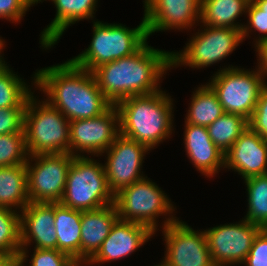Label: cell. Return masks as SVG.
<instances>
[{
	"mask_svg": "<svg viewBox=\"0 0 267 266\" xmlns=\"http://www.w3.org/2000/svg\"><path fill=\"white\" fill-rule=\"evenodd\" d=\"M150 1H151V0H144V1H143V4H144L143 7H145Z\"/></svg>",
	"mask_w": 267,
	"mask_h": 266,
	"instance_id": "b9f144b4",
	"label": "cell"
},
{
	"mask_svg": "<svg viewBox=\"0 0 267 266\" xmlns=\"http://www.w3.org/2000/svg\"><path fill=\"white\" fill-rule=\"evenodd\" d=\"M261 227L246 221L221 224L204 230L215 266H239L245 261Z\"/></svg>",
	"mask_w": 267,
	"mask_h": 266,
	"instance_id": "8fae6325",
	"label": "cell"
},
{
	"mask_svg": "<svg viewBox=\"0 0 267 266\" xmlns=\"http://www.w3.org/2000/svg\"><path fill=\"white\" fill-rule=\"evenodd\" d=\"M225 66H220L207 84L216 93L224 112L238 114L249 121L267 78L256 67L251 70L232 64Z\"/></svg>",
	"mask_w": 267,
	"mask_h": 266,
	"instance_id": "ba28073f",
	"label": "cell"
},
{
	"mask_svg": "<svg viewBox=\"0 0 267 266\" xmlns=\"http://www.w3.org/2000/svg\"><path fill=\"white\" fill-rule=\"evenodd\" d=\"M91 43L77 56L69 59L79 68L92 72L98 66L128 57L148 40L145 18L135 28L121 23H107L95 19Z\"/></svg>",
	"mask_w": 267,
	"mask_h": 266,
	"instance_id": "277c9868",
	"label": "cell"
},
{
	"mask_svg": "<svg viewBox=\"0 0 267 266\" xmlns=\"http://www.w3.org/2000/svg\"><path fill=\"white\" fill-rule=\"evenodd\" d=\"M77 266H87L86 263H78Z\"/></svg>",
	"mask_w": 267,
	"mask_h": 266,
	"instance_id": "7bdbcfd3",
	"label": "cell"
},
{
	"mask_svg": "<svg viewBox=\"0 0 267 266\" xmlns=\"http://www.w3.org/2000/svg\"><path fill=\"white\" fill-rule=\"evenodd\" d=\"M20 250V212L0 206V255L17 261Z\"/></svg>",
	"mask_w": 267,
	"mask_h": 266,
	"instance_id": "f1b7e54d",
	"label": "cell"
},
{
	"mask_svg": "<svg viewBox=\"0 0 267 266\" xmlns=\"http://www.w3.org/2000/svg\"><path fill=\"white\" fill-rule=\"evenodd\" d=\"M35 71L31 77L34 89L44 93V99L69 121L98 117L112 106L93 73L70 60Z\"/></svg>",
	"mask_w": 267,
	"mask_h": 266,
	"instance_id": "6da1fadb",
	"label": "cell"
},
{
	"mask_svg": "<svg viewBox=\"0 0 267 266\" xmlns=\"http://www.w3.org/2000/svg\"><path fill=\"white\" fill-rule=\"evenodd\" d=\"M34 92L24 112L26 149L29 156L70 153V121Z\"/></svg>",
	"mask_w": 267,
	"mask_h": 266,
	"instance_id": "8992f818",
	"label": "cell"
},
{
	"mask_svg": "<svg viewBox=\"0 0 267 266\" xmlns=\"http://www.w3.org/2000/svg\"><path fill=\"white\" fill-rule=\"evenodd\" d=\"M148 44L131 56L102 64L92 71L102 94L112 105L131 96L161 90L162 78L172 69V51Z\"/></svg>",
	"mask_w": 267,
	"mask_h": 266,
	"instance_id": "7a4b0ae2",
	"label": "cell"
},
{
	"mask_svg": "<svg viewBox=\"0 0 267 266\" xmlns=\"http://www.w3.org/2000/svg\"><path fill=\"white\" fill-rule=\"evenodd\" d=\"M73 157L70 153L28 156L26 168L29 202H60Z\"/></svg>",
	"mask_w": 267,
	"mask_h": 266,
	"instance_id": "30bf717a",
	"label": "cell"
},
{
	"mask_svg": "<svg viewBox=\"0 0 267 266\" xmlns=\"http://www.w3.org/2000/svg\"><path fill=\"white\" fill-rule=\"evenodd\" d=\"M5 43L6 41H4V39H2V37L0 36V68L8 66V62H6L4 57L2 56L3 49H5L4 47H6Z\"/></svg>",
	"mask_w": 267,
	"mask_h": 266,
	"instance_id": "74e56055",
	"label": "cell"
},
{
	"mask_svg": "<svg viewBox=\"0 0 267 266\" xmlns=\"http://www.w3.org/2000/svg\"><path fill=\"white\" fill-rule=\"evenodd\" d=\"M119 135V113L112 105L98 117L70 121V154L99 157Z\"/></svg>",
	"mask_w": 267,
	"mask_h": 266,
	"instance_id": "7c38bea8",
	"label": "cell"
},
{
	"mask_svg": "<svg viewBox=\"0 0 267 266\" xmlns=\"http://www.w3.org/2000/svg\"><path fill=\"white\" fill-rule=\"evenodd\" d=\"M246 185L247 215L243 218L262 229H267V174L243 180Z\"/></svg>",
	"mask_w": 267,
	"mask_h": 266,
	"instance_id": "4316f807",
	"label": "cell"
},
{
	"mask_svg": "<svg viewBox=\"0 0 267 266\" xmlns=\"http://www.w3.org/2000/svg\"><path fill=\"white\" fill-rule=\"evenodd\" d=\"M37 5V0H0V19L10 23H21L31 6Z\"/></svg>",
	"mask_w": 267,
	"mask_h": 266,
	"instance_id": "d6a6232c",
	"label": "cell"
},
{
	"mask_svg": "<svg viewBox=\"0 0 267 266\" xmlns=\"http://www.w3.org/2000/svg\"><path fill=\"white\" fill-rule=\"evenodd\" d=\"M168 266H215L203 230H194L179 218L162 230Z\"/></svg>",
	"mask_w": 267,
	"mask_h": 266,
	"instance_id": "4fadbf2b",
	"label": "cell"
},
{
	"mask_svg": "<svg viewBox=\"0 0 267 266\" xmlns=\"http://www.w3.org/2000/svg\"><path fill=\"white\" fill-rule=\"evenodd\" d=\"M81 217L82 211L55 203L54 227L57 249L81 263Z\"/></svg>",
	"mask_w": 267,
	"mask_h": 266,
	"instance_id": "7402d4cb",
	"label": "cell"
},
{
	"mask_svg": "<svg viewBox=\"0 0 267 266\" xmlns=\"http://www.w3.org/2000/svg\"><path fill=\"white\" fill-rule=\"evenodd\" d=\"M29 265L26 266H77L78 262L58 249H33ZM25 266V264H16Z\"/></svg>",
	"mask_w": 267,
	"mask_h": 266,
	"instance_id": "4dcf8cb0",
	"label": "cell"
},
{
	"mask_svg": "<svg viewBox=\"0 0 267 266\" xmlns=\"http://www.w3.org/2000/svg\"><path fill=\"white\" fill-rule=\"evenodd\" d=\"M248 127L246 118L225 112L207 130L213 143L225 154Z\"/></svg>",
	"mask_w": 267,
	"mask_h": 266,
	"instance_id": "83f0119b",
	"label": "cell"
},
{
	"mask_svg": "<svg viewBox=\"0 0 267 266\" xmlns=\"http://www.w3.org/2000/svg\"><path fill=\"white\" fill-rule=\"evenodd\" d=\"M184 123L208 127L225 112L213 89L206 83L196 87Z\"/></svg>",
	"mask_w": 267,
	"mask_h": 266,
	"instance_id": "d4e9b609",
	"label": "cell"
},
{
	"mask_svg": "<svg viewBox=\"0 0 267 266\" xmlns=\"http://www.w3.org/2000/svg\"><path fill=\"white\" fill-rule=\"evenodd\" d=\"M154 266H168V265L162 260L160 263Z\"/></svg>",
	"mask_w": 267,
	"mask_h": 266,
	"instance_id": "60d3db41",
	"label": "cell"
},
{
	"mask_svg": "<svg viewBox=\"0 0 267 266\" xmlns=\"http://www.w3.org/2000/svg\"><path fill=\"white\" fill-rule=\"evenodd\" d=\"M184 148L189 162L205 177L225 169V154L211 140L207 127L185 123Z\"/></svg>",
	"mask_w": 267,
	"mask_h": 266,
	"instance_id": "d6986e66",
	"label": "cell"
},
{
	"mask_svg": "<svg viewBox=\"0 0 267 266\" xmlns=\"http://www.w3.org/2000/svg\"><path fill=\"white\" fill-rule=\"evenodd\" d=\"M155 233L142 224L117 220L101 248L86 263L87 266L111 263V261L128 258L141 246H144ZM144 244V245H143Z\"/></svg>",
	"mask_w": 267,
	"mask_h": 266,
	"instance_id": "e0dca14e",
	"label": "cell"
},
{
	"mask_svg": "<svg viewBox=\"0 0 267 266\" xmlns=\"http://www.w3.org/2000/svg\"><path fill=\"white\" fill-rule=\"evenodd\" d=\"M47 0H37L42 3ZM49 1V0H48ZM56 7V14L51 23L41 32L39 43L44 50H49L60 41L69 26L83 20H93L99 0H50Z\"/></svg>",
	"mask_w": 267,
	"mask_h": 266,
	"instance_id": "ffe728a7",
	"label": "cell"
},
{
	"mask_svg": "<svg viewBox=\"0 0 267 266\" xmlns=\"http://www.w3.org/2000/svg\"><path fill=\"white\" fill-rule=\"evenodd\" d=\"M164 192L147 176L123 188L114 195L119 220L145 225L157 234L159 216L163 217L162 229L178 219L176 206Z\"/></svg>",
	"mask_w": 267,
	"mask_h": 266,
	"instance_id": "5b68a950",
	"label": "cell"
},
{
	"mask_svg": "<svg viewBox=\"0 0 267 266\" xmlns=\"http://www.w3.org/2000/svg\"><path fill=\"white\" fill-rule=\"evenodd\" d=\"M9 66L0 68V108H26L32 86Z\"/></svg>",
	"mask_w": 267,
	"mask_h": 266,
	"instance_id": "484cf974",
	"label": "cell"
},
{
	"mask_svg": "<svg viewBox=\"0 0 267 266\" xmlns=\"http://www.w3.org/2000/svg\"><path fill=\"white\" fill-rule=\"evenodd\" d=\"M250 0H201L200 23L220 28L242 30L244 22H238L246 10Z\"/></svg>",
	"mask_w": 267,
	"mask_h": 266,
	"instance_id": "603a6c76",
	"label": "cell"
},
{
	"mask_svg": "<svg viewBox=\"0 0 267 266\" xmlns=\"http://www.w3.org/2000/svg\"><path fill=\"white\" fill-rule=\"evenodd\" d=\"M0 266H16V261L7 256L0 255Z\"/></svg>",
	"mask_w": 267,
	"mask_h": 266,
	"instance_id": "f35d334b",
	"label": "cell"
},
{
	"mask_svg": "<svg viewBox=\"0 0 267 266\" xmlns=\"http://www.w3.org/2000/svg\"><path fill=\"white\" fill-rule=\"evenodd\" d=\"M248 124L253 131L267 140V85L259 95L255 110Z\"/></svg>",
	"mask_w": 267,
	"mask_h": 266,
	"instance_id": "e575fe53",
	"label": "cell"
},
{
	"mask_svg": "<svg viewBox=\"0 0 267 266\" xmlns=\"http://www.w3.org/2000/svg\"><path fill=\"white\" fill-rule=\"evenodd\" d=\"M193 34L184 49L171 52L172 68L210 67L227 58L243 42L240 29L200 25V29Z\"/></svg>",
	"mask_w": 267,
	"mask_h": 266,
	"instance_id": "9c48e42d",
	"label": "cell"
},
{
	"mask_svg": "<svg viewBox=\"0 0 267 266\" xmlns=\"http://www.w3.org/2000/svg\"><path fill=\"white\" fill-rule=\"evenodd\" d=\"M267 16V0H251Z\"/></svg>",
	"mask_w": 267,
	"mask_h": 266,
	"instance_id": "ab89813d",
	"label": "cell"
},
{
	"mask_svg": "<svg viewBox=\"0 0 267 266\" xmlns=\"http://www.w3.org/2000/svg\"><path fill=\"white\" fill-rule=\"evenodd\" d=\"M25 108H0V135L24 131Z\"/></svg>",
	"mask_w": 267,
	"mask_h": 266,
	"instance_id": "836d02e7",
	"label": "cell"
},
{
	"mask_svg": "<svg viewBox=\"0 0 267 266\" xmlns=\"http://www.w3.org/2000/svg\"><path fill=\"white\" fill-rule=\"evenodd\" d=\"M162 89L148 95L131 96L115 106L120 135L137 141L151 151L174 132V100ZM155 147V148H154Z\"/></svg>",
	"mask_w": 267,
	"mask_h": 266,
	"instance_id": "3957f363",
	"label": "cell"
},
{
	"mask_svg": "<svg viewBox=\"0 0 267 266\" xmlns=\"http://www.w3.org/2000/svg\"><path fill=\"white\" fill-rule=\"evenodd\" d=\"M28 203L26 164L0 167V206L21 212Z\"/></svg>",
	"mask_w": 267,
	"mask_h": 266,
	"instance_id": "cb8c5ba5",
	"label": "cell"
},
{
	"mask_svg": "<svg viewBox=\"0 0 267 266\" xmlns=\"http://www.w3.org/2000/svg\"><path fill=\"white\" fill-rule=\"evenodd\" d=\"M151 150L137 141L119 135L113 144L102 153L108 187L116 195L144 177L143 163ZM106 154V156H105Z\"/></svg>",
	"mask_w": 267,
	"mask_h": 266,
	"instance_id": "5bb4252c",
	"label": "cell"
},
{
	"mask_svg": "<svg viewBox=\"0 0 267 266\" xmlns=\"http://www.w3.org/2000/svg\"><path fill=\"white\" fill-rule=\"evenodd\" d=\"M54 220L55 203L29 202L23 208L20 212L21 250L16 264L28 263V248L32 243L37 249H57Z\"/></svg>",
	"mask_w": 267,
	"mask_h": 266,
	"instance_id": "9a60e30c",
	"label": "cell"
},
{
	"mask_svg": "<svg viewBox=\"0 0 267 266\" xmlns=\"http://www.w3.org/2000/svg\"><path fill=\"white\" fill-rule=\"evenodd\" d=\"M91 156H74L60 204L79 211H92L114 203L103 163Z\"/></svg>",
	"mask_w": 267,
	"mask_h": 266,
	"instance_id": "52a82bcc",
	"label": "cell"
},
{
	"mask_svg": "<svg viewBox=\"0 0 267 266\" xmlns=\"http://www.w3.org/2000/svg\"><path fill=\"white\" fill-rule=\"evenodd\" d=\"M224 168L243 180L267 174V140L248 127L225 153Z\"/></svg>",
	"mask_w": 267,
	"mask_h": 266,
	"instance_id": "ac0fdd59",
	"label": "cell"
},
{
	"mask_svg": "<svg viewBox=\"0 0 267 266\" xmlns=\"http://www.w3.org/2000/svg\"><path fill=\"white\" fill-rule=\"evenodd\" d=\"M244 266H267V229H262L254 239Z\"/></svg>",
	"mask_w": 267,
	"mask_h": 266,
	"instance_id": "d590c367",
	"label": "cell"
},
{
	"mask_svg": "<svg viewBox=\"0 0 267 266\" xmlns=\"http://www.w3.org/2000/svg\"><path fill=\"white\" fill-rule=\"evenodd\" d=\"M25 132L0 135V167L26 164Z\"/></svg>",
	"mask_w": 267,
	"mask_h": 266,
	"instance_id": "f546056e",
	"label": "cell"
},
{
	"mask_svg": "<svg viewBox=\"0 0 267 266\" xmlns=\"http://www.w3.org/2000/svg\"><path fill=\"white\" fill-rule=\"evenodd\" d=\"M246 15L248 20L244 23L242 28L243 41L246 38H251L249 35L257 31L261 33L258 37L254 36L253 42L255 44L267 39V16L260 10L251 0L248 3ZM252 32V33H251ZM256 37V39H255Z\"/></svg>",
	"mask_w": 267,
	"mask_h": 266,
	"instance_id": "1f68e13d",
	"label": "cell"
},
{
	"mask_svg": "<svg viewBox=\"0 0 267 266\" xmlns=\"http://www.w3.org/2000/svg\"><path fill=\"white\" fill-rule=\"evenodd\" d=\"M257 52V66L256 68L266 78L267 77V39L254 44Z\"/></svg>",
	"mask_w": 267,
	"mask_h": 266,
	"instance_id": "8d00e7d4",
	"label": "cell"
},
{
	"mask_svg": "<svg viewBox=\"0 0 267 266\" xmlns=\"http://www.w3.org/2000/svg\"><path fill=\"white\" fill-rule=\"evenodd\" d=\"M118 219L114 203L100 209L82 211L81 263H87L97 253Z\"/></svg>",
	"mask_w": 267,
	"mask_h": 266,
	"instance_id": "44dd1931",
	"label": "cell"
},
{
	"mask_svg": "<svg viewBox=\"0 0 267 266\" xmlns=\"http://www.w3.org/2000/svg\"><path fill=\"white\" fill-rule=\"evenodd\" d=\"M201 0H151L144 7L148 38L155 32L183 31L200 23Z\"/></svg>",
	"mask_w": 267,
	"mask_h": 266,
	"instance_id": "2e32d148",
	"label": "cell"
}]
</instances>
